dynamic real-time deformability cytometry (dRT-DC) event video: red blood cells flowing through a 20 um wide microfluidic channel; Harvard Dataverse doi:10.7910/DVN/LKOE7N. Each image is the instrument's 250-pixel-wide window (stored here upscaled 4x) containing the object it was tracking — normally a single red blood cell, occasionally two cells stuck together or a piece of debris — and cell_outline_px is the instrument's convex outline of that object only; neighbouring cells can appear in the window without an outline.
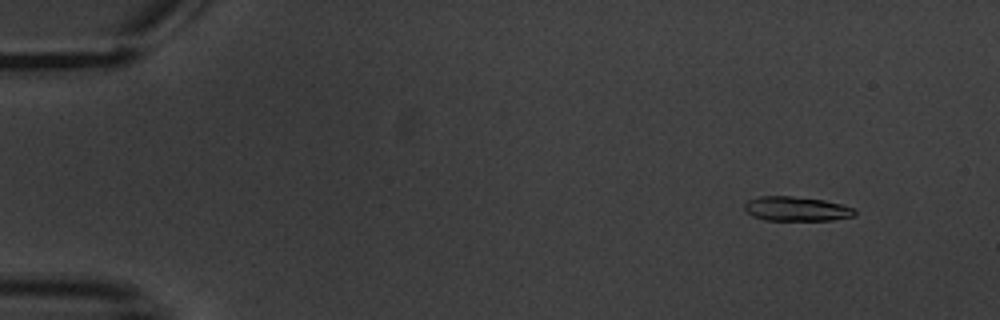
{"species": "common noctule bat (a hibernating species)", "species_latin": "Nyctalus noctula", "temperature_condition": "warm", "stored_images_in_passage": 10, "camera_frame_rate_fps": 3000, "um_per_image_px": 0.085, "animal": {"sex": "male", "body_mass_g": 20.1, "forearm_length_mm": 53.5}, "frame": {"image": 1, "passage_image": 2, "time_ms": 1.333, "image_size_px": [1000, 320], "cell_outline_px": [[856, 216], [832, 220], [764, 220], [752, 216], [744, 208], [744, 204], [748, 200], [760, 196], [792, 196], [824, 200], [840, 204], [852, 208], [856, 212]], "centroid_in_image_um": [67.69, 17.75], "position_along_channel_um": 17.3, "area_um2": 15.66}}
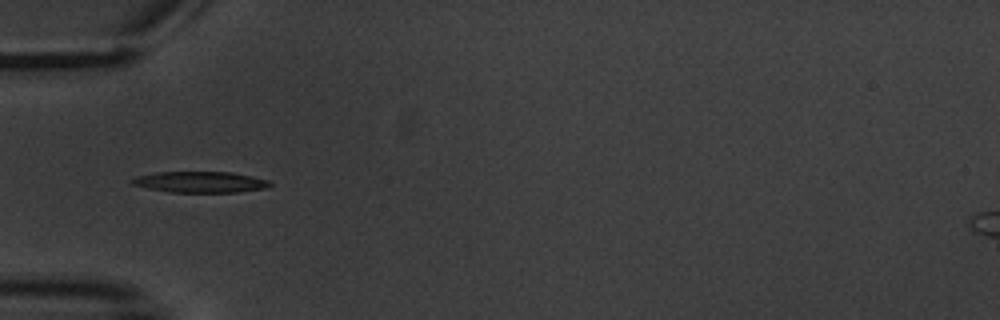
{"frame": {"image": 2, "passage_image": 6, "time_ms": 6.0, "image_size_px": [1000, 320], "cell_outline_px": [[272, 184], [268, 188], [236, 192], [172, 192], [148, 188], [132, 184], [128, 180], [136, 176], [156, 172], [232, 172], [252, 176], [268, 180]], "centroid_in_image_um": [17.02, 15.47], "position_along_channel_um": 68.0, "area_um2": 16.94}}
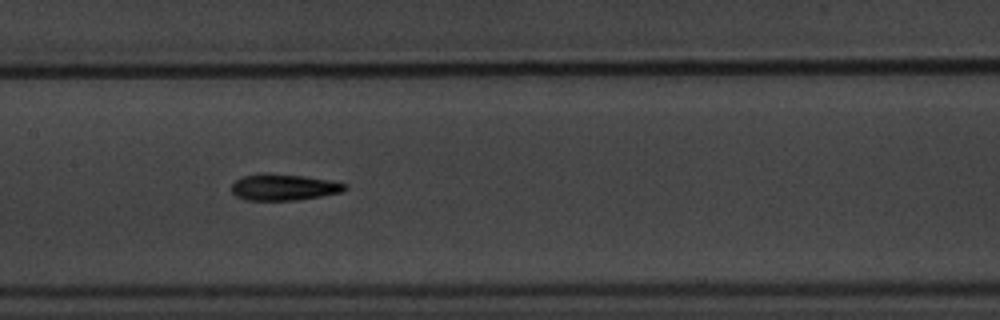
{"frame": {"image": 3, "passage_image": 9, "time_ms": 9.333, "image_size_px": [1000, 320], "cell_outline_px": [[348, 188], [340, 192], [300, 200], [244, 200], [236, 196], [232, 192], [232, 184], [236, 180], [244, 176], [260, 172], [268, 172], [304, 176], [332, 180], [348, 184]], "centroid_in_image_um": [24.12, 15.9], "position_along_channel_um": 183.3, "area_um2": 17.69}}